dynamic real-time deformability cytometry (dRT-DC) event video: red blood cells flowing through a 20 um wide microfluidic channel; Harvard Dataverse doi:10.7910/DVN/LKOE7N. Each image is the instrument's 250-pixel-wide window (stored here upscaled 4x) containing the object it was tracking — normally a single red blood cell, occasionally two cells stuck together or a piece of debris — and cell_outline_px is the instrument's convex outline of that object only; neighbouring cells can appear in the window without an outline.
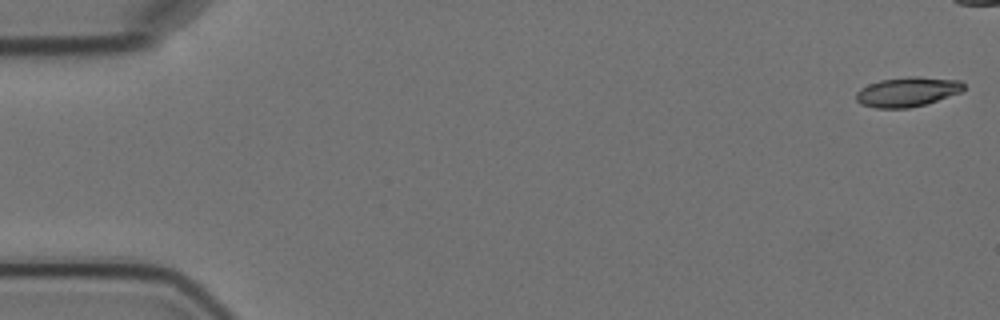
{"species": "Egyptian fruit bat (a non-hibernating species)", "species_latin": "Rousettus aegyptiacus", "temperature_condition": "cold", "stored_images_in_passage": 6, "camera_frame_rate_fps": 3000, "um_per_image_px": 0.085, "animal": {"sex": "female"}, "frame": {"image": 1, "passage_image": 1, "time_ms": 0.0, "image_size_px": [1000, 320], "cell_outline_px": [[964, 88], [960, 92], [924, 104], [908, 108], [876, 108], [860, 104], [856, 100], [856, 92], [860, 88], [868, 84], [880, 80], [908, 76], [916, 76], [960, 80], [964, 84]], "centroid_in_image_um": [77.08, 7.79], "position_along_channel_um": 7.9, "area_um2": 18.5}}
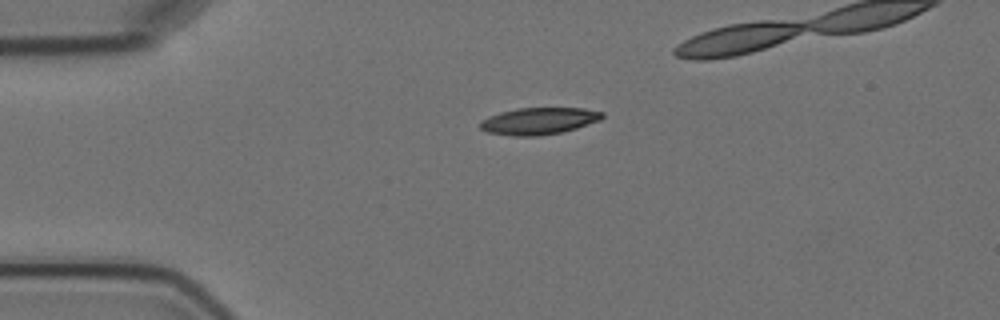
{"frame": {"image": 2, "passage_image": 4, "time_ms": 4.0, "image_size_px": [1000, 320], "cell_outline_px": [[604, 116], [600, 120], [576, 128], [560, 132], [540, 136], [512, 136], [488, 132], [480, 128], [480, 120], [488, 116], [500, 112], [516, 108], [584, 108], [604, 112]], "centroid_in_image_um": [45.79, 10.28], "position_along_channel_um": 39.2, "area_um2": 19.19}}